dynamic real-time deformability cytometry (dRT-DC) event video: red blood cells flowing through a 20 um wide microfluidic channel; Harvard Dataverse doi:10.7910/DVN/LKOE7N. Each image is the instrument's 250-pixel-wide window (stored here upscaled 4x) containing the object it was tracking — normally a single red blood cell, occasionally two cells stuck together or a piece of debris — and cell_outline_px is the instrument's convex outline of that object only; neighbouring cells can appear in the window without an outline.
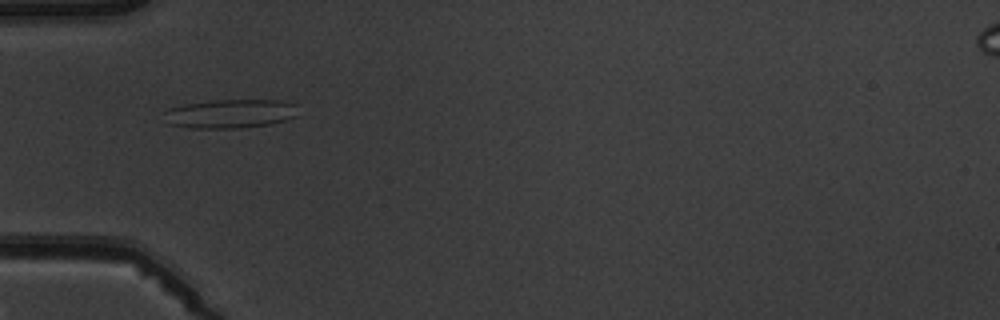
{"species": "common noctule bat (a hibernating species)", "species_latin": "Nyctalus noctula", "temperature_condition": "warm", "stored_images_in_passage": 5, "camera_frame_rate_fps": 3000, "um_per_image_px": 0.085, "animal": {"sex": "male", "body_mass_g": 19.5, "forearm_length_mm": 54.6}, "frame": {"image": 1, "passage_image": 3, "time_ms": 2.333, "image_size_px": [1000, 320], "cell_outline_px": [[296, 116], [284, 120], [268, 124], [240, 128], [192, 128], [168, 124], [164, 112], [168, 108], [184, 104], [212, 100], [280, 100], [296, 104]], "centroid_in_image_um": [19.54, 9.66], "position_along_channel_um": 65.5, "area_um2": 22.48}}
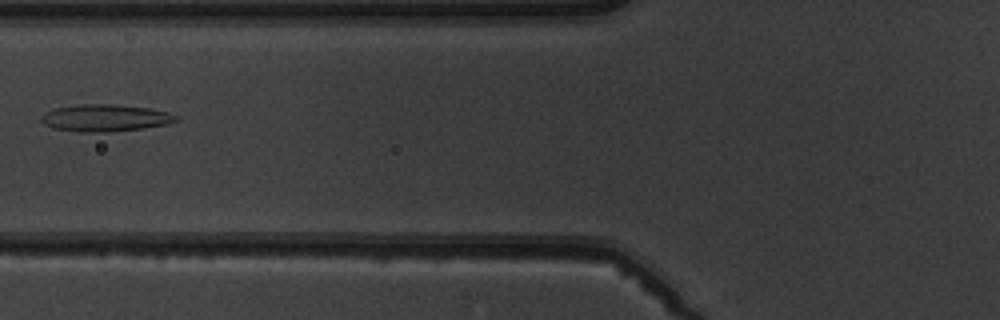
{"frame": {"image": 2, "passage_image": 4, "time_ms": 3.667, "image_size_px": [1000, 320], "cell_outline_px": [[180, 120], [164, 124], [144, 128], [108, 132], [80, 132], [52, 128], [44, 124], [40, 120], [40, 116], [56, 108], [76, 104], [112, 104], [148, 108], [168, 112], [176, 116]], "centroid_in_image_um": [8.91, 10.03], "position_along_channel_um": 116.9, "area_um2": 21.15}}
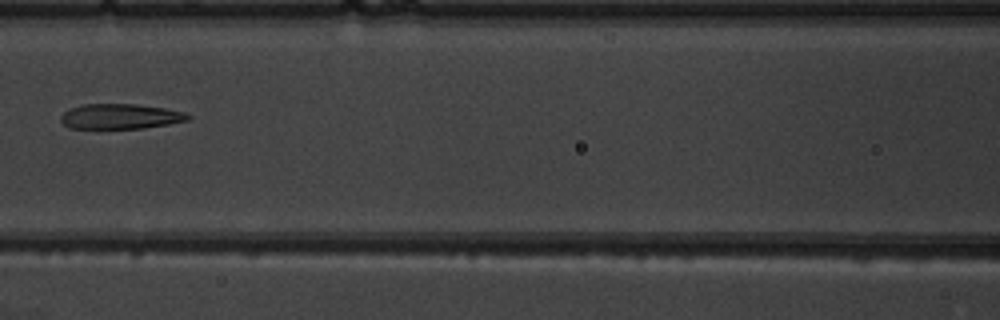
{"frame": {"image": 3, "passage_image": 5, "time_ms": 4.667, "image_size_px": [1000, 320], "cell_outline_px": [[192, 116], [188, 120], [168, 124], [144, 128], [72, 128], [64, 124], [60, 120], [60, 116], [68, 108], [80, 104], [136, 104], [164, 108], [184, 112]], "centroid_in_image_um": [10.21, 9.88], "position_along_channel_um": 156.4, "area_um2": 18.61}}